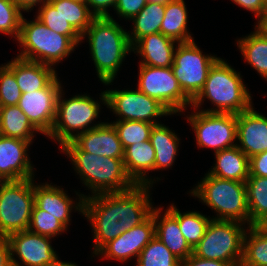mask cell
Returning <instances> with one entry per match:
<instances>
[{"label":"cell","instance_id":"10","mask_svg":"<svg viewBox=\"0 0 267 266\" xmlns=\"http://www.w3.org/2000/svg\"><path fill=\"white\" fill-rule=\"evenodd\" d=\"M171 66L183 92L193 100L204 87L210 68L219 59L202 54L195 41L178 43Z\"/></svg>","mask_w":267,"mask_h":266},{"label":"cell","instance_id":"19","mask_svg":"<svg viewBox=\"0 0 267 266\" xmlns=\"http://www.w3.org/2000/svg\"><path fill=\"white\" fill-rule=\"evenodd\" d=\"M78 202L74 206L73 200L59 186L51 184L35 185L34 184V203L40 209L48 212L57 218L66 228L70 223V213L75 208L79 213H83L84 198L87 195L78 194Z\"/></svg>","mask_w":267,"mask_h":266},{"label":"cell","instance_id":"21","mask_svg":"<svg viewBox=\"0 0 267 266\" xmlns=\"http://www.w3.org/2000/svg\"><path fill=\"white\" fill-rule=\"evenodd\" d=\"M5 65L14 73L22 93L44 89L58 77L54 67L18 57Z\"/></svg>","mask_w":267,"mask_h":266},{"label":"cell","instance_id":"39","mask_svg":"<svg viewBox=\"0 0 267 266\" xmlns=\"http://www.w3.org/2000/svg\"><path fill=\"white\" fill-rule=\"evenodd\" d=\"M22 10L14 0H0V32L6 35H14L18 39L21 22Z\"/></svg>","mask_w":267,"mask_h":266},{"label":"cell","instance_id":"29","mask_svg":"<svg viewBox=\"0 0 267 266\" xmlns=\"http://www.w3.org/2000/svg\"><path fill=\"white\" fill-rule=\"evenodd\" d=\"M245 60L267 80V35L255 25V31L237 40Z\"/></svg>","mask_w":267,"mask_h":266},{"label":"cell","instance_id":"18","mask_svg":"<svg viewBox=\"0 0 267 266\" xmlns=\"http://www.w3.org/2000/svg\"><path fill=\"white\" fill-rule=\"evenodd\" d=\"M236 141L248 158L267 151V117L256 112L253 106L237 114Z\"/></svg>","mask_w":267,"mask_h":266},{"label":"cell","instance_id":"6","mask_svg":"<svg viewBox=\"0 0 267 266\" xmlns=\"http://www.w3.org/2000/svg\"><path fill=\"white\" fill-rule=\"evenodd\" d=\"M189 193L218 213L217 218L212 219L237 221L250 226L246 183L207 173Z\"/></svg>","mask_w":267,"mask_h":266},{"label":"cell","instance_id":"50","mask_svg":"<svg viewBox=\"0 0 267 266\" xmlns=\"http://www.w3.org/2000/svg\"><path fill=\"white\" fill-rule=\"evenodd\" d=\"M148 2H155V3H163L166 4L170 2L171 0H147Z\"/></svg>","mask_w":267,"mask_h":266},{"label":"cell","instance_id":"27","mask_svg":"<svg viewBox=\"0 0 267 266\" xmlns=\"http://www.w3.org/2000/svg\"><path fill=\"white\" fill-rule=\"evenodd\" d=\"M188 13L184 0H171L166 3L160 33L178 43L194 40L187 31Z\"/></svg>","mask_w":267,"mask_h":266},{"label":"cell","instance_id":"26","mask_svg":"<svg viewBox=\"0 0 267 266\" xmlns=\"http://www.w3.org/2000/svg\"><path fill=\"white\" fill-rule=\"evenodd\" d=\"M155 150V170L171 168L177 156L179 138L164 124H155L150 133Z\"/></svg>","mask_w":267,"mask_h":266},{"label":"cell","instance_id":"5","mask_svg":"<svg viewBox=\"0 0 267 266\" xmlns=\"http://www.w3.org/2000/svg\"><path fill=\"white\" fill-rule=\"evenodd\" d=\"M81 37H67L47 28L38 18H22L18 43L22 50L18 58L54 66L64 60L81 43Z\"/></svg>","mask_w":267,"mask_h":266},{"label":"cell","instance_id":"38","mask_svg":"<svg viewBox=\"0 0 267 266\" xmlns=\"http://www.w3.org/2000/svg\"><path fill=\"white\" fill-rule=\"evenodd\" d=\"M39 7L36 18H38L47 28L67 37H81V35L49 2H46Z\"/></svg>","mask_w":267,"mask_h":266},{"label":"cell","instance_id":"33","mask_svg":"<svg viewBox=\"0 0 267 266\" xmlns=\"http://www.w3.org/2000/svg\"><path fill=\"white\" fill-rule=\"evenodd\" d=\"M167 210L178 220L181 233L193 249L204 236L211 219L196 211L182 214L174 204H171Z\"/></svg>","mask_w":267,"mask_h":266},{"label":"cell","instance_id":"30","mask_svg":"<svg viewBox=\"0 0 267 266\" xmlns=\"http://www.w3.org/2000/svg\"><path fill=\"white\" fill-rule=\"evenodd\" d=\"M166 4L148 2L145 7L134 16L133 30L128 31L129 41L133 46L139 39L160 32L161 23L164 18Z\"/></svg>","mask_w":267,"mask_h":266},{"label":"cell","instance_id":"37","mask_svg":"<svg viewBox=\"0 0 267 266\" xmlns=\"http://www.w3.org/2000/svg\"><path fill=\"white\" fill-rule=\"evenodd\" d=\"M28 230L54 238L56 235L61 234V232L67 231V228L57 218L44 210H40L34 204Z\"/></svg>","mask_w":267,"mask_h":266},{"label":"cell","instance_id":"34","mask_svg":"<svg viewBox=\"0 0 267 266\" xmlns=\"http://www.w3.org/2000/svg\"><path fill=\"white\" fill-rule=\"evenodd\" d=\"M56 11L82 36L95 16L85 2L78 0H48Z\"/></svg>","mask_w":267,"mask_h":266},{"label":"cell","instance_id":"28","mask_svg":"<svg viewBox=\"0 0 267 266\" xmlns=\"http://www.w3.org/2000/svg\"><path fill=\"white\" fill-rule=\"evenodd\" d=\"M34 132L39 131L30 123L18 105L0 107L1 136L32 142Z\"/></svg>","mask_w":267,"mask_h":266},{"label":"cell","instance_id":"42","mask_svg":"<svg viewBox=\"0 0 267 266\" xmlns=\"http://www.w3.org/2000/svg\"><path fill=\"white\" fill-rule=\"evenodd\" d=\"M249 175L267 177V151L249 158Z\"/></svg>","mask_w":267,"mask_h":266},{"label":"cell","instance_id":"3","mask_svg":"<svg viewBox=\"0 0 267 266\" xmlns=\"http://www.w3.org/2000/svg\"><path fill=\"white\" fill-rule=\"evenodd\" d=\"M61 152L71 159L74 170L93 195L124 192L137 185L128 175L123 159L82 151L73 141L65 143Z\"/></svg>","mask_w":267,"mask_h":266},{"label":"cell","instance_id":"46","mask_svg":"<svg viewBox=\"0 0 267 266\" xmlns=\"http://www.w3.org/2000/svg\"><path fill=\"white\" fill-rule=\"evenodd\" d=\"M0 266H12L10 243L7 237H0Z\"/></svg>","mask_w":267,"mask_h":266},{"label":"cell","instance_id":"20","mask_svg":"<svg viewBox=\"0 0 267 266\" xmlns=\"http://www.w3.org/2000/svg\"><path fill=\"white\" fill-rule=\"evenodd\" d=\"M73 142L85 152L97 156L123 159L124 149L112 122L103 124L83 132Z\"/></svg>","mask_w":267,"mask_h":266},{"label":"cell","instance_id":"11","mask_svg":"<svg viewBox=\"0 0 267 266\" xmlns=\"http://www.w3.org/2000/svg\"><path fill=\"white\" fill-rule=\"evenodd\" d=\"M101 100L107 108L119 116L117 121H142L159 124L158 117L172 115L159 101L149 97L138 88L136 90H106L101 93Z\"/></svg>","mask_w":267,"mask_h":266},{"label":"cell","instance_id":"16","mask_svg":"<svg viewBox=\"0 0 267 266\" xmlns=\"http://www.w3.org/2000/svg\"><path fill=\"white\" fill-rule=\"evenodd\" d=\"M155 237V223L151 214L144 222L106 243L95 255L125 262L138 258L144 247Z\"/></svg>","mask_w":267,"mask_h":266},{"label":"cell","instance_id":"47","mask_svg":"<svg viewBox=\"0 0 267 266\" xmlns=\"http://www.w3.org/2000/svg\"><path fill=\"white\" fill-rule=\"evenodd\" d=\"M14 1L22 11H27V12H29V10L31 11L35 5L37 6L38 3L43 5L44 3L48 2V0H14Z\"/></svg>","mask_w":267,"mask_h":266},{"label":"cell","instance_id":"12","mask_svg":"<svg viewBox=\"0 0 267 266\" xmlns=\"http://www.w3.org/2000/svg\"><path fill=\"white\" fill-rule=\"evenodd\" d=\"M138 89L162 103L172 114L183 112L192 103L171 67L139 65Z\"/></svg>","mask_w":267,"mask_h":266},{"label":"cell","instance_id":"1","mask_svg":"<svg viewBox=\"0 0 267 266\" xmlns=\"http://www.w3.org/2000/svg\"><path fill=\"white\" fill-rule=\"evenodd\" d=\"M150 185H136L124 192L101 193L84 198L83 215L93 227L95 255L106 243L138 226L152 213Z\"/></svg>","mask_w":267,"mask_h":266},{"label":"cell","instance_id":"23","mask_svg":"<svg viewBox=\"0 0 267 266\" xmlns=\"http://www.w3.org/2000/svg\"><path fill=\"white\" fill-rule=\"evenodd\" d=\"M162 209L154 207L151 213L155 223V236L183 261L193 254V249L181 233L178 220L168 210L161 217Z\"/></svg>","mask_w":267,"mask_h":266},{"label":"cell","instance_id":"45","mask_svg":"<svg viewBox=\"0 0 267 266\" xmlns=\"http://www.w3.org/2000/svg\"><path fill=\"white\" fill-rule=\"evenodd\" d=\"M180 266H232L228 262L202 259L194 254H191L187 259L181 261Z\"/></svg>","mask_w":267,"mask_h":266},{"label":"cell","instance_id":"48","mask_svg":"<svg viewBox=\"0 0 267 266\" xmlns=\"http://www.w3.org/2000/svg\"><path fill=\"white\" fill-rule=\"evenodd\" d=\"M41 266H78L76 263L61 261L58 256L50 263H45Z\"/></svg>","mask_w":267,"mask_h":266},{"label":"cell","instance_id":"14","mask_svg":"<svg viewBox=\"0 0 267 266\" xmlns=\"http://www.w3.org/2000/svg\"><path fill=\"white\" fill-rule=\"evenodd\" d=\"M57 78L44 89L22 93L18 103L30 123L45 136L51 133L56 118L57 98L62 89Z\"/></svg>","mask_w":267,"mask_h":266},{"label":"cell","instance_id":"35","mask_svg":"<svg viewBox=\"0 0 267 266\" xmlns=\"http://www.w3.org/2000/svg\"><path fill=\"white\" fill-rule=\"evenodd\" d=\"M180 264L181 260L155 236L140 252L136 266H180Z\"/></svg>","mask_w":267,"mask_h":266},{"label":"cell","instance_id":"2","mask_svg":"<svg viewBox=\"0 0 267 266\" xmlns=\"http://www.w3.org/2000/svg\"><path fill=\"white\" fill-rule=\"evenodd\" d=\"M85 37L88 38L98 78L109 85L117 76L125 56L132 51L128 32L112 16L95 17L81 40Z\"/></svg>","mask_w":267,"mask_h":266},{"label":"cell","instance_id":"44","mask_svg":"<svg viewBox=\"0 0 267 266\" xmlns=\"http://www.w3.org/2000/svg\"><path fill=\"white\" fill-rule=\"evenodd\" d=\"M236 5L243 7L249 11H252L256 18L257 23L263 18L265 11L267 10V5L262 0H231Z\"/></svg>","mask_w":267,"mask_h":266},{"label":"cell","instance_id":"7","mask_svg":"<svg viewBox=\"0 0 267 266\" xmlns=\"http://www.w3.org/2000/svg\"><path fill=\"white\" fill-rule=\"evenodd\" d=\"M245 224L237 221L214 220L209 222L204 236L193 248V254L202 259L228 262L240 266L243 257Z\"/></svg>","mask_w":267,"mask_h":266},{"label":"cell","instance_id":"15","mask_svg":"<svg viewBox=\"0 0 267 266\" xmlns=\"http://www.w3.org/2000/svg\"><path fill=\"white\" fill-rule=\"evenodd\" d=\"M7 238L10 243L12 266H21V263L22 266H41L52 262L58 256L50 244L51 237L24 230L10 234ZM15 255L20 259V264L14 258Z\"/></svg>","mask_w":267,"mask_h":266},{"label":"cell","instance_id":"22","mask_svg":"<svg viewBox=\"0 0 267 266\" xmlns=\"http://www.w3.org/2000/svg\"><path fill=\"white\" fill-rule=\"evenodd\" d=\"M175 43L177 41L162 33L149 34L139 39L132 51L142 57L140 65L154 67H171L174 60Z\"/></svg>","mask_w":267,"mask_h":266},{"label":"cell","instance_id":"9","mask_svg":"<svg viewBox=\"0 0 267 266\" xmlns=\"http://www.w3.org/2000/svg\"><path fill=\"white\" fill-rule=\"evenodd\" d=\"M34 204L33 178L0 181V237L28 230Z\"/></svg>","mask_w":267,"mask_h":266},{"label":"cell","instance_id":"49","mask_svg":"<svg viewBox=\"0 0 267 266\" xmlns=\"http://www.w3.org/2000/svg\"><path fill=\"white\" fill-rule=\"evenodd\" d=\"M256 26L267 35V10L265 11L263 18L257 23Z\"/></svg>","mask_w":267,"mask_h":266},{"label":"cell","instance_id":"8","mask_svg":"<svg viewBox=\"0 0 267 266\" xmlns=\"http://www.w3.org/2000/svg\"><path fill=\"white\" fill-rule=\"evenodd\" d=\"M62 91L63 89H61L57 98L54 126L47 136L57 141L60 147L73 141L79 134L104 123L90 125L99 116L101 106L97 101L86 94H78L70 99H62V95H64Z\"/></svg>","mask_w":267,"mask_h":266},{"label":"cell","instance_id":"13","mask_svg":"<svg viewBox=\"0 0 267 266\" xmlns=\"http://www.w3.org/2000/svg\"><path fill=\"white\" fill-rule=\"evenodd\" d=\"M196 111L187 119L194 129L199 148H213L218 152L237 145L234 142L237 139V114Z\"/></svg>","mask_w":267,"mask_h":266},{"label":"cell","instance_id":"4","mask_svg":"<svg viewBox=\"0 0 267 266\" xmlns=\"http://www.w3.org/2000/svg\"><path fill=\"white\" fill-rule=\"evenodd\" d=\"M206 98L216 108L201 110L203 112L240 114L253 105L240 72L237 73L221 58L210 68L204 87L192 100L191 106L198 110Z\"/></svg>","mask_w":267,"mask_h":266},{"label":"cell","instance_id":"25","mask_svg":"<svg viewBox=\"0 0 267 266\" xmlns=\"http://www.w3.org/2000/svg\"><path fill=\"white\" fill-rule=\"evenodd\" d=\"M215 166L209 175L245 183L249 177V158L238 146L215 152Z\"/></svg>","mask_w":267,"mask_h":266},{"label":"cell","instance_id":"43","mask_svg":"<svg viewBox=\"0 0 267 266\" xmlns=\"http://www.w3.org/2000/svg\"><path fill=\"white\" fill-rule=\"evenodd\" d=\"M116 2L117 0H86L89 10L95 17H110L107 9L114 8Z\"/></svg>","mask_w":267,"mask_h":266},{"label":"cell","instance_id":"40","mask_svg":"<svg viewBox=\"0 0 267 266\" xmlns=\"http://www.w3.org/2000/svg\"><path fill=\"white\" fill-rule=\"evenodd\" d=\"M21 96L14 73L5 64L0 66V107L18 105Z\"/></svg>","mask_w":267,"mask_h":266},{"label":"cell","instance_id":"36","mask_svg":"<svg viewBox=\"0 0 267 266\" xmlns=\"http://www.w3.org/2000/svg\"><path fill=\"white\" fill-rule=\"evenodd\" d=\"M118 133L123 149L150 139L151 129L154 124L142 121H115L112 123Z\"/></svg>","mask_w":267,"mask_h":266},{"label":"cell","instance_id":"17","mask_svg":"<svg viewBox=\"0 0 267 266\" xmlns=\"http://www.w3.org/2000/svg\"><path fill=\"white\" fill-rule=\"evenodd\" d=\"M31 141L0 135V181H16L34 177L27 149Z\"/></svg>","mask_w":267,"mask_h":266},{"label":"cell","instance_id":"32","mask_svg":"<svg viewBox=\"0 0 267 266\" xmlns=\"http://www.w3.org/2000/svg\"><path fill=\"white\" fill-rule=\"evenodd\" d=\"M240 266H267L266 226H248L244 236L243 257Z\"/></svg>","mask_w":267,"mask_h":266},{"label":"cell","instance_id":"31","mask_svg":"<svg viewBox=\"0 0 267 266\" xmlns=\"http://www.w3.org/2000/svg\"><path fill=\"white\" fill-rule=\"evenodd\" d=\"M250 226L267 224V177L251 176L246 180Z\"/></svg>","mask_w":267,"mask_h":266},{"label":"cell","instance_id":"24","mask_svg":"<svg viewBox=\"0 0 267 266\" xmlns=\"http://www.w3.org/2000/svg\"><path fill=\"white\" fill-rule=\"evenodd\" d=\"M123 161L128 175L137 185L152 186L156 181L147 177L150 170L155 171V150L150 140L126 147Z\"/></svg>","mask_w":267,"mask_h":266},{"label":"cell","instance_id":"41","mask_svg":"<svg viewBox=\"0 0 267 266\" xmlns=\"http://www.w3.org/2000/svg\"><path fill=\"white\" fill-rule=\"evenodd\" d=\"M147 0H117L114 9L119 17L131 20L146 5Z\"/></svg>","mask_w":267,"mask_h":266}]
</instances>
